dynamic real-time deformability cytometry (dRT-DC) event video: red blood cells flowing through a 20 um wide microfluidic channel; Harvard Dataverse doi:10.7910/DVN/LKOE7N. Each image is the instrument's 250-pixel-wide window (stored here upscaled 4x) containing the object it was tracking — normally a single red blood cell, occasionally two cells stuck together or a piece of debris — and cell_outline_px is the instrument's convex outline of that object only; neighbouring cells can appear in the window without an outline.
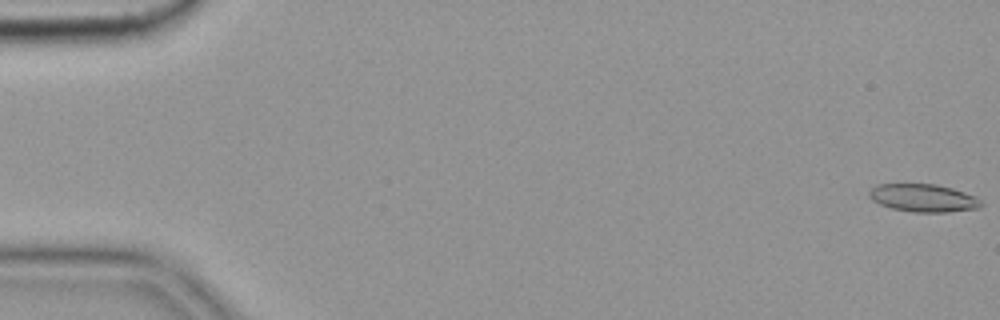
{"species": "common noctule bat (a hibernating species)", "species_latin": "Nyctalus noctula", "temperature_condition": "cold", "stored_images_in_passage": 56, "camera_frame_rate_fps": 3000, "um_per_image_px": 0.085, "animal": {"sex": "female", "body_mass_g": 19.9}, "frame": {"image": 1, "passage_image": 1, "time_ms": 0.0, "image_size_px": [1000, 320], "cell_outline_px": [[984, 204], [980, 208], [948, 212], [912, 212], [892, 208], [880, 204], [872, 200], [868, 196], [868, 192], [876, 184], [936, 184], [952, 188], [964, 192], [980, 200]], "centroid_in_image_um": [78.47, 16.83], "position_along_channel_um": 6.5, "area_um2": 18.15}}
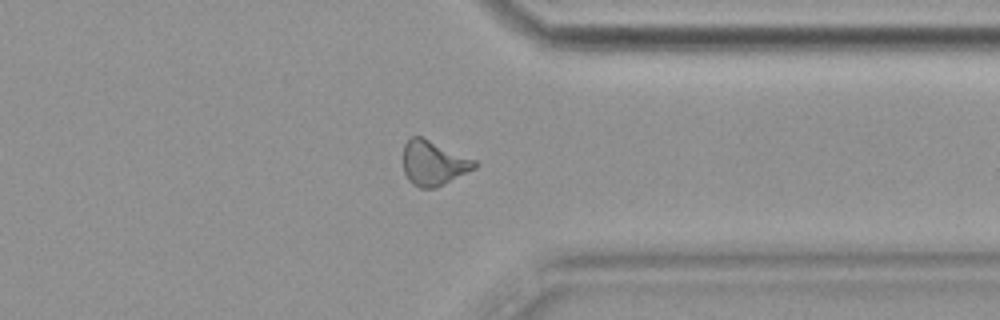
{"frame": {"image": 2, "passage_image": 44, "time_ms": 14.333, "image_size_px": [1000, 320], "cell_outline_px": [[480, 164], [476, 168], [436, 188], [420, 188], [412, 184], [408, 180], [404, 172], [404, 144], [412, 136], [420, 136], [476, 160]], "centroid_in_image_um": [36.86, 13.88], "position_along_channel_um": 374.5, "area_um2": 18.55}}
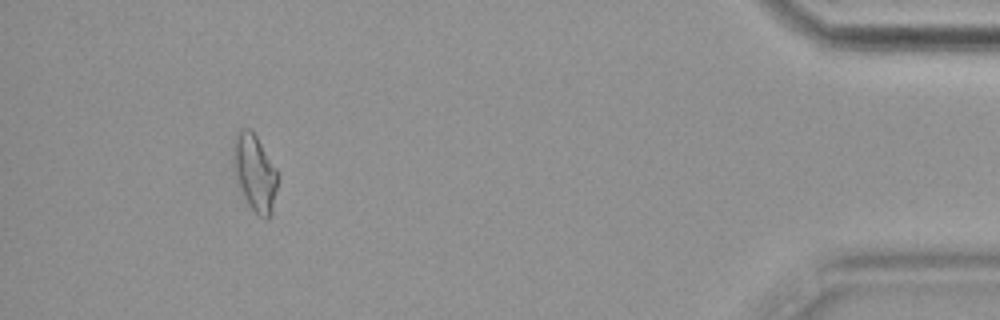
{"frame": {"image": 3, "passage_image": 52, "time_ms": 17.0, "image_size_px": [1000, 320], "cell_outline_px": [[276, 188], [272, 212], [268, 220], [264, 220], [248, 204], [244, 196], [236, 176], [232, 164], [232, 144], [236, 128], [248, 128], [256, 136], [276, 168]], "centroid_in_image_um": [21.61, 14.62], "position_along_channel_um": 413.6, "area_um2": 19.71}, "authors_computed_cell_mechanics": {"area_um2": 18.2648, "velocity_mm_per_s": 3.6307, "shape_relaxation_time_tau1_ms": null, "shape_relaxation_time_tau2_ms": 4.3637, "deformation_change_tau1": null, "deformation_change_tau2": 0.1526}}